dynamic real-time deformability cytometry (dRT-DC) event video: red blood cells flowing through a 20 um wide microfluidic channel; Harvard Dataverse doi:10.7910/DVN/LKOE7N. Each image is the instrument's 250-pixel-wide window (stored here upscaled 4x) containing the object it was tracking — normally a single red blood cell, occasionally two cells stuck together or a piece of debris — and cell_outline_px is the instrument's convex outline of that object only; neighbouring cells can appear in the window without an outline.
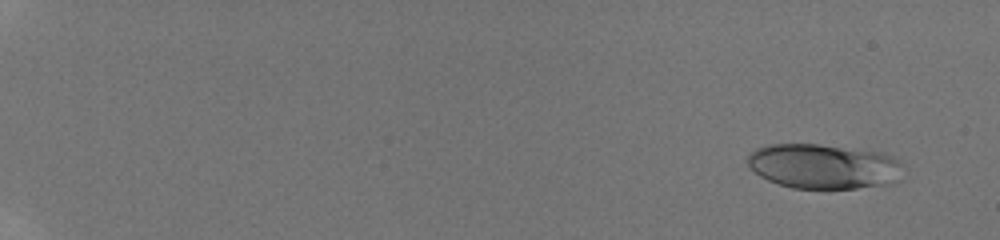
{"species": "human", "species_latin": "Homo sapiens", "temperature_condition": "room temperature", "stored_images_in_passage": 10, "camera_frame_rate_fps": 3000, "um_per_image_px": 0.085, "donor": {"sex": "male"}, "frame": {"image": 1, "passage_image": 2, "time_ms": 1.0, "image_size_px": [1000, 240], "cell_outline_px": [[900, 180], [892, 184], [856, 188], [792, 188], [768, 180], [760, 176], [744, 160], [756, 148], [768, 144], [820, 144], [884, 152], [896, 156], [900, 160]], "centroid_in_image_um": [70.04, 14.13], "position_along_channel_um": 15.0, "area_um2": 40.98}}
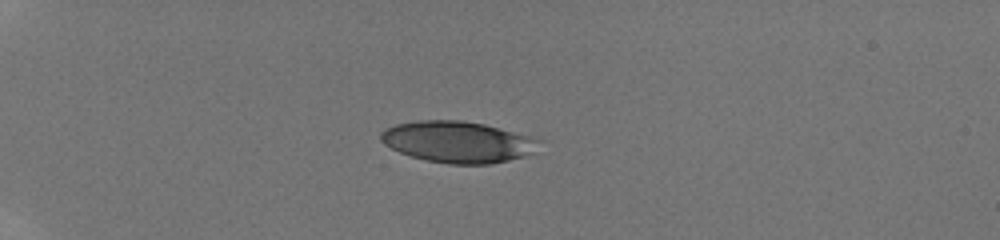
{"frame": {"image": 2, "passage_image": 7, "time_ms": 5.333, "image_size_px": [1000, 240], "cell_outline_px": [[544, 140], [536, 152], [528, 156], [492, 164], [448, 164], [428, 160], [412, 156], [400, 152], [384, 144], [380, 140], [380, 132], [384, 128], [396, 124], [420, 120], [460, 120], [484, 124]], "centroid_in_image_um": [38.96, 12.07], "position_along_channel_um": 46.0, "area_um2": 38.44}}
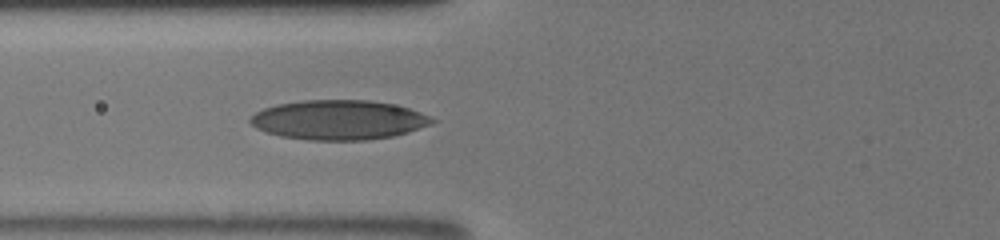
{"frame": {"image": 3, "passage_image": 10, "time_ms": 8.0, "image_size_px": [1000, 240], "cell_outline_px": [[436, 120], [432, 124], [408, 132], [392, 136], [364, 140], [308, 140], [280, 136], [256, 128], [248, 120], [256, 112], [264, 108], [276, 104], [304, 100], [368, 100], [392, 104], [408, 108], [432, 116]], "centroid_in_image_um": [28.79, 10.19], "position_along_channel_um": 97.0, "area_um2": 41.85}}